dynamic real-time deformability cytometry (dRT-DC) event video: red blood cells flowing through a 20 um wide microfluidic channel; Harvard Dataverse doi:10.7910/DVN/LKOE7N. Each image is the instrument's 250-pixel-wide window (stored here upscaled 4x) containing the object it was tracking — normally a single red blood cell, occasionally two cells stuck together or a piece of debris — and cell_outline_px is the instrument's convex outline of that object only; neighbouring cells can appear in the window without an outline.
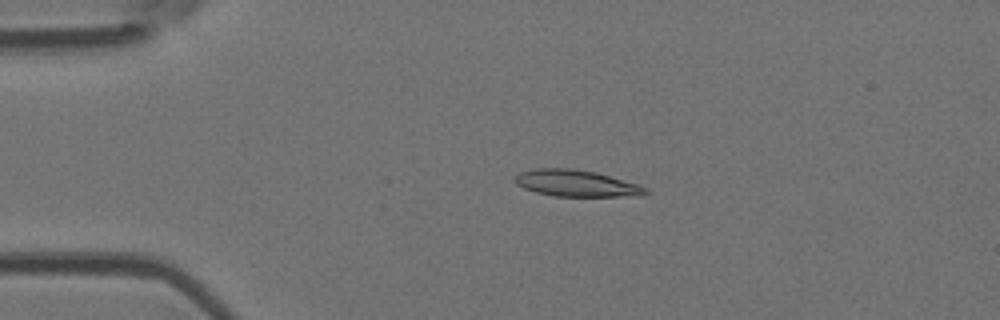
{"species": "Egyptian fruit bat (a non-hibernating species)", "species_latin": "Rousettus aegyptiacus", "temperature_condition": "room temperature", "stored_images_in_passage": 4, "camera_frame_rate_fps": 3000, "um_per_image_px": 0.085, "animal": {"sex": "female"}, "frame": {"image": 1, "passage_image": 3, "time_ms": 0.667, "image_size_px": [1000, 320], "cell_outline_px": [[648, 192], [640, 196], [552, 196], [536, 192], [524, 188], [516, 184], [512, 180], [520, 172], [536, 168], [568, 168], [596, 172], [640, 184], [648, 188]], "centroid_in_image_um": [49.0, 15.58], "position_along_channel_um": 36.0, "area_um2": 20.35}}